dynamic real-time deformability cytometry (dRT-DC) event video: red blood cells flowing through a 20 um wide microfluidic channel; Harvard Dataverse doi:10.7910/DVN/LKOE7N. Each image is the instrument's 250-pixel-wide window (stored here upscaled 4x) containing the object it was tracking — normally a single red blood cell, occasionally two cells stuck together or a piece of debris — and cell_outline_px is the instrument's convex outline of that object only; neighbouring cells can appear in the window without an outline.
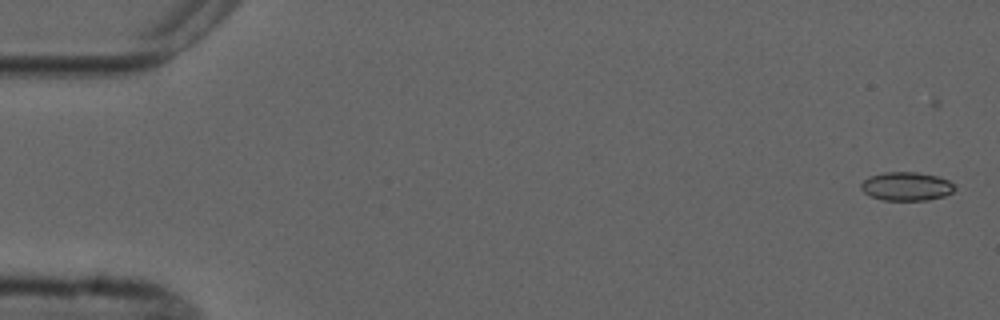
{"species": "common noctule bat (a hibernating species)", "species_latin": "Nyctalus noctula", "temperature_condition": "cold", "stored_images_in_passage": 5, "camera_frame_rate_fps": 3000, "um_per_image_px": 0.085, "animal": {"sex": "male", "forearm_length_mm": 52.5}, "frame": {"image": 1, "passage_image": 1, "time_ms": 0.0, "image_size_px": [1000, 320], "cell_outline_px": [[956, 188], [952, 192], [944, 196], [928, 200], [884, 200], [872, 196], [864, 192], [860, 188], [860, 184], [868, 176], [884, 172], [916, 172], [936, 176], [948, 180]], "centroid_in_image_um": [77.03, 15.83], "position_along_channel_um": 8.0, "area_um2": 15.55}}